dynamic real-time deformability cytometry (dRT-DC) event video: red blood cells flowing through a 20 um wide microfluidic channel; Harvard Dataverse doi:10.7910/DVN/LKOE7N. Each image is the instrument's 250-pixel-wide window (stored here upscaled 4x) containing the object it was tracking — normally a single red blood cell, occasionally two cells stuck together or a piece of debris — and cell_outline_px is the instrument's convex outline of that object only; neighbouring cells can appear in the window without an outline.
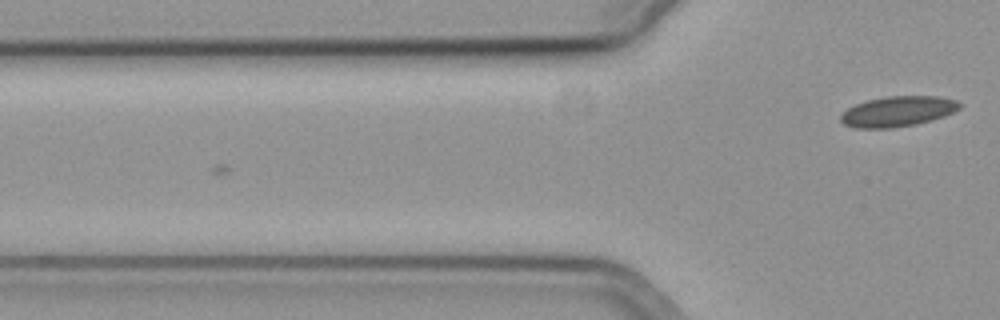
{"species": "common noctule bat (a hibernating species)", "species_latin": "Nyctalus noctula", "temperature_condition": "cold", "stored_images_in_passage": 3, "camera_frame_rate_fps": 3000, "um_per_image_px": 0.085, "animal": {"sex": "female", "body_mass_g": 19.3, "forearm_length_mm": 54.1}, "frame": {"image": 1, "passage_image": 3, "time_ms": 0.667, "image_size_px": [1000, 320], "cell_outline_px": [[964, 104], [960, 108], [944, 116], [932, 120], [916, 124], [892, 128], [856, 128], [844, 124], [840, 120], [840, 116], [848, 108], [856, 104], [868, 100], [888, 96], [940, 96], [956, 100]], "centroid_in_image_um": [76.34, 9.47], "position_along_channel_um": 49.5, "area_um2": 21.04}}